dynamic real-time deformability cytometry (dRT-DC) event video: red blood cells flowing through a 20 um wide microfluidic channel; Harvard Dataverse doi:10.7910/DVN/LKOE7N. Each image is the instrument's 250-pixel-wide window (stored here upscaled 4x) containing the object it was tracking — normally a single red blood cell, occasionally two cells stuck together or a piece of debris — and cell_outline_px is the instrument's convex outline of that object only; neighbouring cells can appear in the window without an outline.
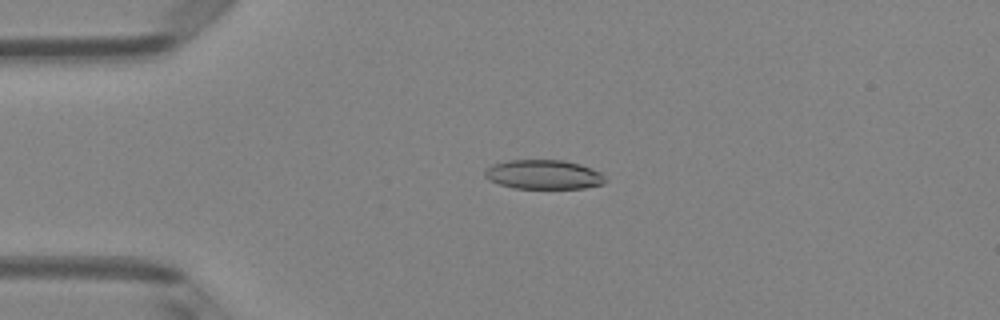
{"species": "Egyptian fruit bat (a non-hibernating species)", "species_latin": "Rousettus aegyptiacus", "temperature_condition": "room temperature", "stored_images_in_passage": 50, "camera_frame_rate_fps": 3000, "um_per_image_px": 0.085, "animal": {"sex": "female"}, "frame": {"image": 1, "passage_image": 12, "time_ms": 3.667, "image_size_px": [1000, 320], "cell_outline_px": [[608, 180], [604, 184], [584, 188], [512, 188], [488, 180], [484, 176], [484, 172], [492, 164], [508, 160], [564, 160], [580, 164], [592, 168], [600, 172]], "centroid_in_image_um": [46.22, 14.83], "position_along_channel_um": 38.8, "area_um2": 20.69}}
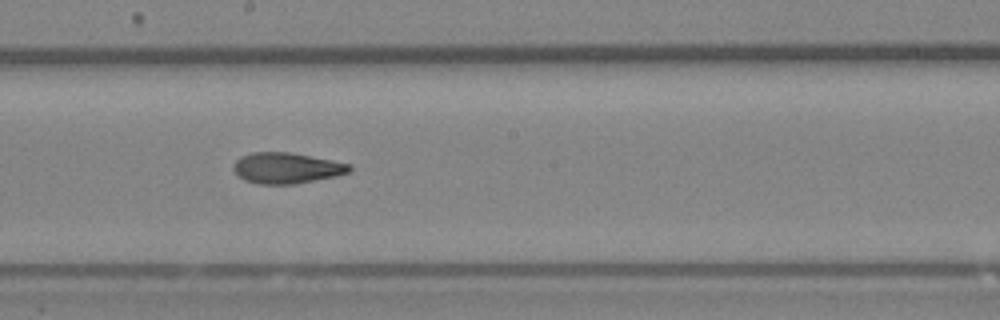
{"frame": {"image": 2, "passage_image": 28, "time_ms": 9.0, "image_size_px": [1000, 320], "cell_outline_px": [[352, 168], [348, 172], [336, 176], [296, 184], [260, 184], [244, 180], [232, 168], [236, 160], [240, 156], [252, 152], [292, 152], [352, 164]], "centroid_in_image_um": [24.37, 14.27], "position_along_channel_um": 223.8, "area_um2": 20.92}}
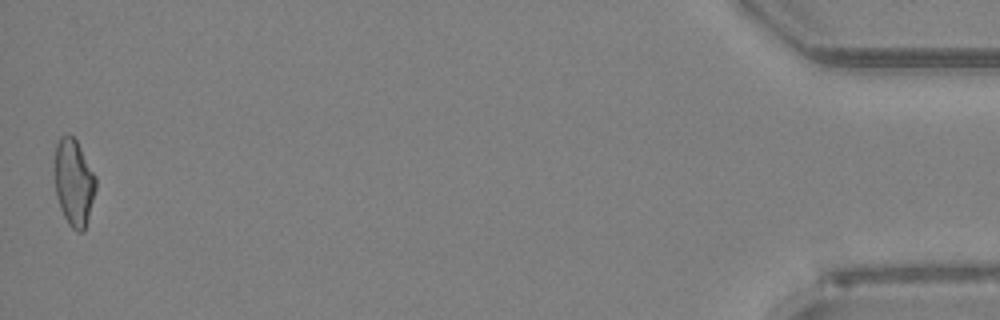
{"frame": {"image": 3, "passage_image": 50, "time_ms": 16.333, "image_size_px": [1000, 320], "cell_outline_px": [[96, 188], [84, 232], [76, 232], [68, 224], [60, 208], [56, 196], [52, 168], [56, 144], [60, 136], [68, 132], [76, 140], [96, 176]], "centroid_in_image_um": [6.23, 15.48], "position_along_channel_um": 429.0, "area_um2": 21.39}, "authors_computed_cell_mechanics": {"area_um2": 20.9814, "velocity_mm_per_s": 4.0623, "shape_relaxation_time_tau1_ms": 9.1723, "shape_relaxation_time_tau2_ms": 3.0497, "deformation_change_tau1": 0.2451, "deformation_change_tau2": 0.103}}